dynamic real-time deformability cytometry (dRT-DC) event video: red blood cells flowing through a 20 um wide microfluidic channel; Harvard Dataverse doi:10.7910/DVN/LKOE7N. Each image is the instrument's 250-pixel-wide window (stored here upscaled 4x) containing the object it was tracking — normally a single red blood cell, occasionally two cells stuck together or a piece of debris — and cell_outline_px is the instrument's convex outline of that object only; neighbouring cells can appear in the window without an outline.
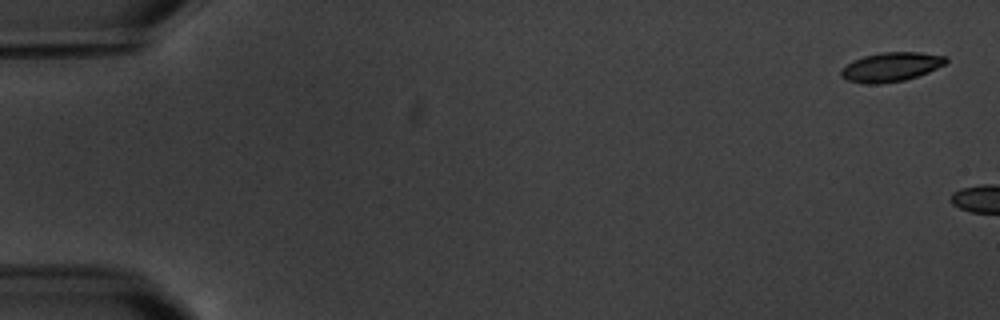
{"species": "common noctule bat (a hibernating species)", "species_latin": "Nyctalus noctula", "temperature_condition": "warm", "stored_images_in_passage": 3, "camera_frame_rate_fps": 3000, "um_per_image_px": 0.085, "animal": {"sex": "male", "body_mass_g": 20.1, "forearm_length_mm": 53.5}, "frame": {"image": 1, "passage_image": 1, "time_ms": 0.0, "image_size_px": [1000, 320], "cell_outline_px": [[948, 60], [944, 64], [928, 72], [904, 80], [880, 84], [868, 84], [848, 80], [840, 76], [840, 68], [852, 60], [864, 56], [880, 52], [920, 52], [944, 56]], "centroid_in_image_um": [75.68, 5.68], "position_along_channel_um": 9.3, "area_um2": 17.8}}